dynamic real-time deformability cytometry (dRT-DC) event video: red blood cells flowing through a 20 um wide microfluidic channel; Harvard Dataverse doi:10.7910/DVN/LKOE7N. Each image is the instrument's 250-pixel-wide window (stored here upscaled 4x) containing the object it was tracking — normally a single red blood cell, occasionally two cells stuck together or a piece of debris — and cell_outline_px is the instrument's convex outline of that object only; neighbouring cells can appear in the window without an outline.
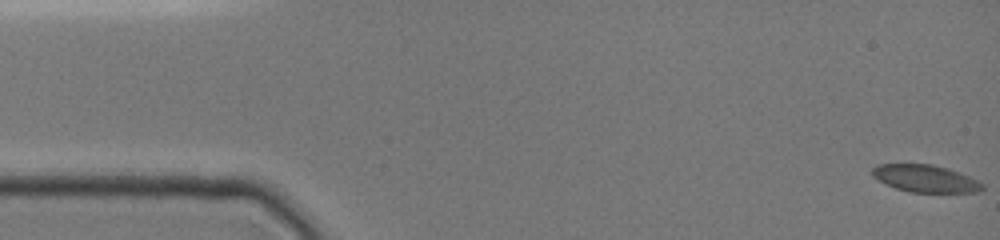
{"species": "common noctule bat (a hibernating species)", "species_latin": "Nyctalus noctula", "temperature_condition": "cold", "stored_images_in_passage": 49, "camera_frame_rate_fps": 3000, "um_per_image_px": 0.085, "animal": {"sex": "female", "body_mass_g": 19.0, "forearm_length_mm": 51.5}, "frame": {"image": 1, "passage_image": 1, "time_ms": 0.0, "image_size_px": [1000, 240], "cell_outline_px": [[984, 188], [980, 192], [908, 192], [896, 188], [872, 176], [872, 168], [876, 164], [932, 164], [948, 168], [960, 172], [984, 184]], "centroid_in_image_um": [78.67, 15.17], "position_along_channel_um": 6.3, "area_um2": 17.46}}
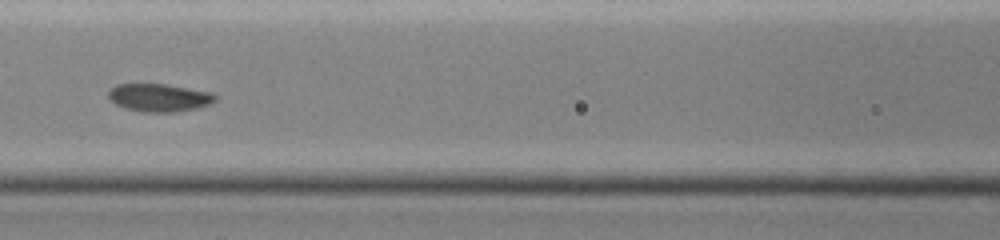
{"frame": {"image": 2, "passage_image": 22, "time_ms": 7.0, "image_size_px": [1000, 240], "cell_outline_px": [[216, 100], [212, 104], [196, 108], [172, 112], [144, 112], [124, 108], [116, 104], [108, 96], [108, 92], [112, 88], [120, 84], [164, 84], [212, 92], [216, 96]], "centroid_in_image_um": [13.56, 8.3], "position_along_channel_um": 153.0, "area_um2": 17.22}}
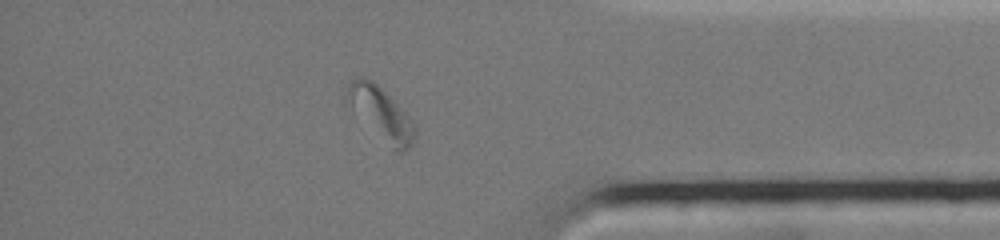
{"frame": {"image": 3, "passage_image": 42, "time_ms": 13.667, "image_size_px": [1000, 240], "cell_outline_px": [[416, 136], [412, 144], [408, 148], [400, 152], [396, 152], [352, 108], [348, 92], [348, 84], [352, 80], [360, 76], [376, 84], [416, 124]], "centroid_in_image_um": [32.47, 9.69], "position_along_channel_um": 402.7, "area_um2": 19.36}, "authors_computed_cell_mechanics": {"area_um2": 17.5712, "velocity_mm_per_s": 3.8937, "shape_relaxation_time_tau1_ms": 5.9299, "shape_relaxation_time_tau2_ms": 5.0952, "deformation_change_tau1": 0.1437, "deformation_change_tau2": 0.0604}}